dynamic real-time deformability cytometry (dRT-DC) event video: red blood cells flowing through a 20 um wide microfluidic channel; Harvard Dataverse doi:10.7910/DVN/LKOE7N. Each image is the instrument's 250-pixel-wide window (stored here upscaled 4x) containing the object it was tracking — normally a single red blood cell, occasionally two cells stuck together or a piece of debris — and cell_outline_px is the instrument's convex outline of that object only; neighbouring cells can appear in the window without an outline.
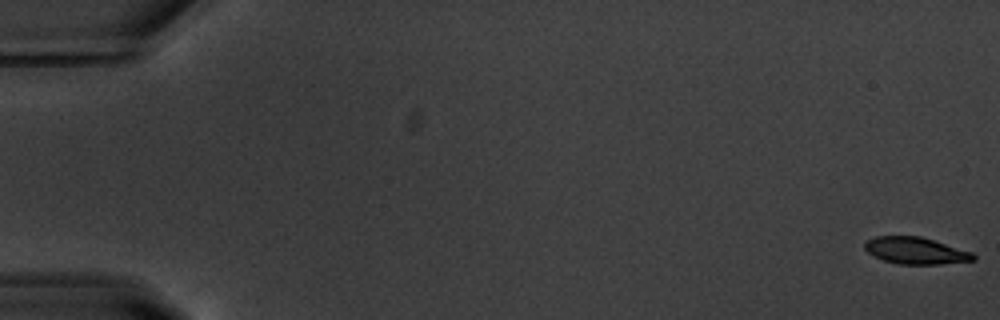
{"species": "common noctule bat (a hibernating species)", "species_latin": "Nyctalus noctula", "temperature_condition": "warm", "stored_images_in_passage": 55, "camera_frame_rate_fps": 3000, "um_per_image_px": 0.085, "animal": {"sex": "male", "body_mass_g": 20.1, "forearm_length_mm": 53.5}, "frame": {"image": 1, "passage_image": 1, "time_ms": 0.0, "image_size_px": [1000, 320], "cell_outline_px": [[976, 260], [940, 264], [900, 264], [884, 260], [872, 256], [864, 248], [864, 244], [868, 240], [876, 236], [920, 236], [972, 252], [976, 256]], "centroid_in_image_um": [77.83, 21.31], "position_along_channel_um": 7.2, "area_um2": 16.88}}
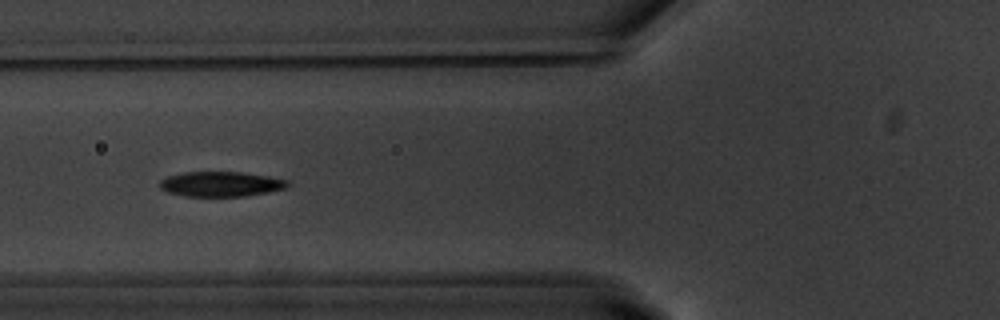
{"frame": {"image": 2, "passage_image": 22, "time_ms": 7.0, "image_size_px": [1000, 320], "cell_outline_px": [[292, 184], [284, 188], [268, 192], [244, 196], [184, 196], [168, 192], [160, 188], [160, 180], [168, 176], [184, 172], [240, 172], [268, 176], [288, 180]], "centroid_in_image_um": [18.78, 15.64], "position_along_channel_um": 107.0, "area_um2": 18.55}}
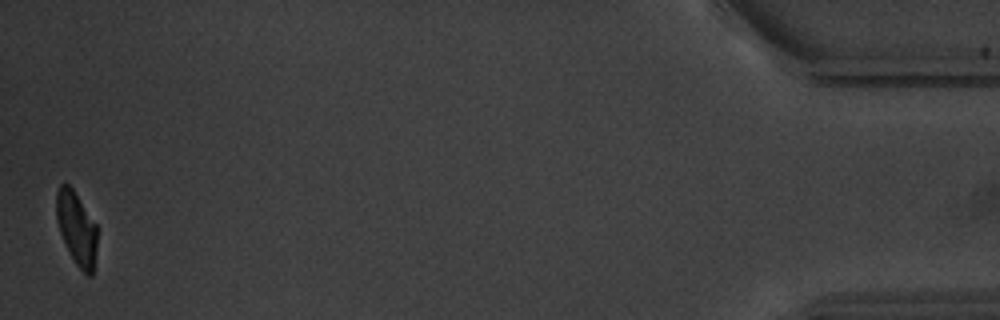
{"frame": {"image": 3, "passage_image": 55, "time_ms": 18.0, "image_size_px": [1000, 320], "cell_outline_px": [[96, 248], [92, 276], [88, 276], [76, 264], [60, 232], [56, 216], [56, 192], [60, 184], [68, 184], [72, 188], [96, 224]], "centroid_in_image_um": [6.5, 19.38], "position_along_channel_um": 428.7, "area_um2": 16.94}, "authors_computed_cell_mechanics": {"area_um2": 18.8428, "velocity_mm_per_s": 3.7117, "shape_relaxation_time_tau1_ms": 2.259, "shape_relaxation_time_tau2_ms": 2.4625, "deformation_change_tau1": 0.1378, "deformation_change_tau2": 0.0793}}